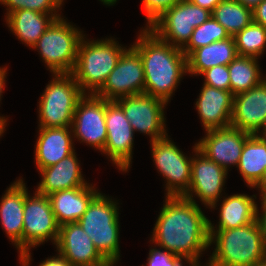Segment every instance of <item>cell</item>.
Segmentation results:
<instances>
[{"label":"cell","mask_w":266,"mask_h":266,"mask_svg":"<svg viewBox=\"0 0 266 266\" xmlns=\"http://www.w3.org/2000/svg\"><path fill=\"white\" fill-rule=\"evenodd\" d=\"M159 213L150 241L184 258L189 266H201L199 259L210 247V236L209 219L199 205L183 196H166Z\"/></svg>","instance_id":"cell-1"},{"label":"cell","mask_w":266,"mask_h":266,"mask_svg":"<svg viewBox=\"0 0 266 266\" xmlns=\"http://www.w3.org/2000/svg\"><path fill=\"white\" fill-rule=\"evenodd\" d=\"M138 36L131 46L143 62L144 93L168 104L183 74H188L187 57L180 48L161 40L147 27Z\"/></svg>","instance_id":"cell-2"},{"label":"cell","mask_w":266,"mask_h":266,"mask_svg":"<svg viewBox=\"0 0 266 266\" xmlns=\"http://www.w3.org/2000/svg\"><path fill=\"white\" fill-rule=\"evenodd\" d=\"M214 251L205 266H256L266 262V243L257 221L233 229H208Z\"/></svg>","instance_id":"cell-3"},{"label":"cell","mask_w":266,"mask_h":266,"mask_svg":"<svg viewBox=\"0 0 266 266\" xmlns=\"http://www.w3.org/2000/svg\"><path fill=\"white\" fill-rule=\"evenodd\" d=\"M84 38L79 43L76 64L71 74L85 94H95L127 48L121 47L112 38L96 41H85Z\"/></svg>","instance_id":"cell-4"},{"label":"cell","mask_w":266,"mask_h":266,"mask_svg":"<svg viewBox=\"0 0 266 266\" xmlns=\"http://www.w3.org/2000/svg\"><path fill=\"white\" fill-rule=\"evenodd\" d=\"M112 198L99 193L77 221L95 248L111 264L120 259L119 207Z\"/></svg>","instance_id":"cell-5"},{"label":"cell","mask_w":266,"mask_h":266,"mask_svg":"<svg viewBox=\"0 0 266 266\" xmlns=\"http://www.w3.org/2000/svg\"><path fill=\"white\" fill-rule=\"evenodd\" d=\"M39 100V127H71L79 100L85 95L71 73H54Z\"/></svg>","instance_id":"cell-6"},{"label":"cell","mask_w":266,"mask_h":266,"mask_svg":"<svg viewBox=\"0 0 266 266\" xmlns=\"http://www.w3.org/2000/svg\"><path fill=\"white\" fill-rule=\"evenodd\" d=\"M83 36L81 30L60 17L50 24L32 48L38 50L52 74L71 73Z\"/></svg>","instance_id":"cell-7"},{"label":"cell","mask_w":266,"mask_h":266,"mask_svg":"<svg viewBox=\"0 0 266 266\" xmlns=\"http://www.w3.org/2000/svg\"><path fill=\"white\" fill-rule=\"evenodd\" d=\"M23 216V254L19 257L22 266H29L30 249L52 240L56 245L60 225L57 223L47 195L38 193L27 196L24 202Z\"/></svg>","instance_id":"cell-8"},{"label":"cell","mask_w":266,"mask_h":266,"mask_svg":"<svg viewBox=\"0 0 266 266\" xmlns=\"http://www.w3.org/2000/svg\"><path fill=\"white\" fill-rule=\"evenodd\" d=\"M211 17V11L189 0H179L163 11L147 28L161 40L182 49L194 29Z\"/></svg>","instance_id":"cell-9"},{"label":"cell","mask_w":266,"mask_h":266,"mask_svg":"<svg viewBox=\"0 0 266 266\" xmlns=\"http://www.w3.org/2000/svg\"><path fill=\"white\" fill-rule=\"evenodd\" d=\"M150 144L153 161L166 180V196H184L190 188L193 158L187 157L168 136Z\"/></svg>","instance_id":"cell-10"},{"label":"cell","mask_w":266,"mask_h":266,"mask_svg":"<svg viewBox=\"0 0 266 266\" xmlns=\"http://www.w3.org/2000/svg\"><path fill=\"white\" fill-rule=\"evenodd\" d=\"M115 102L122 108L134 132L149 135L150 142L168 136L165 129V101L143 93L122 97Z\"/></svg>","instance_id":"cell-11"},{"label":"cell","mask_w":266,"mask_h":266,"mask_svg":"<svg viewBox=\"0 0 266 266\" xmlns=\"http://www.w3.org/2000/svg\"><path fill=\"white\" fill-rule=\"evenodd\" d=\"M145 74L140 54L131 46L120 57L96 96L108 101L144 93Z\"/></svg>","instance_id":"cell-12"},{"label":"cell","mask_w":266,"mask_h":266,"mask_svg":"<svg viewBox=\"0 0 266 266\" xmlns=\"http://www.w3.org/2000/svg\"><path fill=\"white\" fill-rule=\"evenodd\" d=\"M107 139L103 154L112 160L118 170L127 172L132 160L134 130L122 108L115 101L105 99Z\"/></svg>","instance_id":"cell-13"},{"label":"cell","mask_w":266,"mask_h":266,"mask_svg":"<svg viewBox=\"0 0 266 266\" xmlns=\"http://www.w3.org/2000/svg\"><path fill=\"white\" fill-rule=\"evenodd\" d=\"M193 149L196 156L192 159L190 188L183 197L197 204L193 197L195 194L206 207L214 209L221 197L228 171L201 153L197 144Z\"/></svg>","instance_id":"cell-14"},{"label":"cell","mask_w":266,"mask_h":266,"mask_svg":"<svg viewBox=\"0 0 266 266\" xmlns=\"http://www.w3.org/2000/svg\"><path fill=\"white\" fill-rule=\"evenodd\" d=\"M71 128L73 138L103 152L107 139L105 99L85 94L76 106Z\"/></svg>","instance_id":"cell-15"},{"label":"cell","mask_w":266,"mask_h":266,"mask_svg":"<svg viewBox=\"0 0 266 266\" xmlns=\"http://www.w3.org/2000/svg\"><path fill=\"white\" fill-rule=\"evenodd\" d=\"M206 132L196 143L198 150L227 171L231 165L237 167L245 141L251 134L231 126Z\"/></svg>","instance_id":"cell-16"},{"label":"cell","mask_w":266,"mask_h":266,"mask_svg":"<svg viewBox=\"0 0 266 266\" xmlns=\"http://www.w3.org/2000/svg\"><path fill=\"white\" fill-rule=\"evenodd\" d=\"M56 247L72 266H114L99 253L78 222L60 225Z\"/></svg>","instance_id":"cell-17"},{"label":"cell","mask_w":266,"mask_h":266,"mask_svg":"<svg viewBox=\"0 0 266 266\" xmlns=\"http://www.w3.org/2000/svg\"><path fill=\"white\" fill-rule=\"evenodd\" d=\"M266 123V78L255 87L234 95L230 126L259 134Z\"/></svg>","instance_id":"cell-18"},{"label":"cell","mask_w":266,"mask_h":266,"mask_svg":"<svg viewBox=\"0 0 266 266\" xmlns=\"http://www.w3.org/2000/svg\"><path fill=\"white\" fill-rule=\"evenodd\" d=\"M234 95L231 91L203 84L196 108L205 131L230 126Z\"/></svg>","instance_id":"cell-19"},{"label":"cell","mask_w":266,"mask_h":266,"mask_svg":"<svg viewBox=\"0 0 266 266\" xmlns=\"http://www.w3.org/2000/svg\"><path fill=\"white\" fill-rule=\"evenodd\" d=\"M26 196V185L19 178L7 188L0 200L1 225L8 238L19 250V257L23 254V209Z\"/></svg>","instance_id":"cell-20"},{"label":"cell","mask_w":266,"mask_h":266,"mask_svg":"<svg viewBox=\"0 0 266 266\" xmlns=\"http://www.w3.org/2000/svg\"><path fill=\"white\" fill-rule=\"evenodd\" d=\"M38 135L34 158L38 170L55 165L75 151L71 127H39Z\"/></svg>","instance_id":"cell-21"},{"label":"cell","mask_w":266,"mask_h":266,"mask_svg":"<svg viewBox=\"0 0 266 266\" xmlns=\"http://www.w3.org/2000/svg\"><path fill=\"white\" fill-rule=\"evenodd\" d=\"M91 184L56 191L48 195L51 208L59 225L77 222L91 201L100 193Z\"/></svg>","instance_id":"cell-22"},{"label":"cell","mask_w":266,"mask_h":266,"mask_svg":"<svg viewBox=\"0 0 266 266\" xmlns=\"http://www.w3.org/2000/svg\"><path fill=\"white\" fill-rule=\"evenodd\" d=\"M74 151L55 165L39 170L42 181L38 184V193L49 195L56 191L88 185L81 173L80 163Z\"/></svg>","instance_id":"cell-23"},{"label":"cell","mask_w":266,"mask_h":266,"mask_svg":"<svg viewBox=\"0 0 266 266\" xmlns=\"http://www.w3.org/2000/svg\"><path fill=\"white\" fill-rule=\"evenodd\" d=\"M256 196L234 194L225 197L220 205L219 222L217 227L208 220V229H233L257 221L258 206Z\"/></svg>","instance_id":"cell-24"},{"label":"cell","mask_w":266,"mask_h":266,"mask_svg":"<svg viewBox=\"0 0 266 266\" xmlns=\"http://www.w3.org/2000/svg\"><path fill=\"white\" fill-rule=\"evenodd\" d=\"M238 56L233 37L213 42L195 49L187 57L188 73L201 75L204 71L217 66L228 65Z\"/></svg>","instance_id":"cell-25"},{"label":"cell","mask_w":266,"mask_h":266,"mask_svg":"<svg viewBox=\"0 0 266 266\" xmlns=\"http://www.w3.org/2000/svg\"><path fill=\"white\" fill-rule=\"evenodd\" d=\"M5 17L6 23L14 35L30 48L36 44L40 36L55 20L51 14L29 9L13 11Z\"/></svg>","instance_id":"cell-26"},{"label":"cell","mask_w":266,"mask_h":266,"mask_svg":"<svg viewBox=\"0 0 266 266\" xmlns=\"http://www.w3.org/2000/svg\"><path fill=\"white\" fill-rule=\"evenodd\" d=\"M243 180L255 188L266 171V140L258 134H251L245 141L237 166Z\"/></svg>","instance_id":"cell-27"},{"label":"cell","mask_w":266,"mask_h":266,"mask_svg":"<svg viewBox=\"0 0 266 266\" xmlns=\"http://www.w3.org/2000/svg\"><path fill=\"white\" fill-rule=\"evenodd\" d=\"M257 59L238 55L228 64L230 91L233 95L255 87L266 78L262 77Z\"/></svg>","instance_id":"cell-28"},{"label":"cell","mask_w":266,"mask_h":266,"mask_svg":"<svg viewBox=\"0 0 266 266\" xmlns=\"http://www.w3.org/2000/svg\"><path fill=\"white\" fill-rule=\"evenodd\" d=\"M230 37H234L253 21L252 10L236 0H222L211 12Z\"/></svg>","instance_id":"cell-29"},{"label":"cell","mask_w":266,"mask_h":266,"mask_svg":"<svg viewBox=\"0 0 266 266\" xmlns=\"http://www.w3.org/2000/svg\"><path fill=\"white\" fill-rule=\"evenodd\" d=\"M233 38L238 55L255 58L263 55L266 47V28L264 26L252 21Z\"/></svg>","instance_id":"cell-30"},{"label":"cell","mask_w":266,"mask_h":266,"mask_svg":"<svg viewBox=\"0 0 266 266\" xmlns=\"http://www.w3.org/2000/svg\"><path fill=\"white\" fill-rule=\"evenodd\" d=\"M227 38L230 35L226 29L211 16L194 29L188 43L181 50L188 57L195 49Z\"/></svg>","instance_id":"cell-31"},{"label":"cell","mask_w":266,"mask_h":266,"mask_svg":"<svg viewBox=\"0 0 266 266\" xmlns=\"http://www.w3.org/2000/svg\"><path fill=\"white\" fill-rule=\"evenodd\" d=\"M64 0H1V4L7 7L6 16L20 9L34 10L40 13L51 14L55 19L61 17L56 11L63 5ZM57 12V13H56Z\"/></svg>","instance_id":"cell-32"},{"label":"cell","mask_w":266,"mask_h":266,"mask_svg":"<svg viewBox=\"0 0 266 266\" xmlns=\"http://www.w3.org/2000/svg\"><path fill=\"white\" fill-rule=\"evenodd\" d=\"M201 75L205 77L204 84L217 89L230 91L228 65L214 66L204 71Z\"/></svg>","instance_id":"cell-33"},{"label":"cell","mask_w":266,"mask_h":266,"mask_svg":"<svg viewBox=\"0 0 266 266\" xmlns=\"http://www.w3.org/2000/svg\"><path fill=\"white\" fill-rule=\"evenodd\" d=\"M184 258L180 256H175L166 250L157 249L155 246L151 248L149 251V257L147 266H184L183 260Z\"/></svg>","instance_id":"cell-34"},{"label":"cell","mask_w":266,"mask_h":266,"mask_svg":"<svg viewBox=\"0 0 266 266\" xmlns=\"http://www.w3.org/2000/svg\"><path fill=\"white\" fill-rule=\"evenodd\" d=\"M179 0H142L143 11L145 12L147 25L155 20L163 11L171 8Z\"/></svg>","instance_id":"cell-35"},{"label":"cell","mask_w":266,"mask_h":266,"mask_svg":"<svg viewBox=\"0 0 266 266\" xmlns=\"http://www.w3.org/2000/svg\"><path fill=\"white\" fill-rule=\"evenodd\" d=\"M253 22L266 28V0H263L257 7L252 10Z\"/></svg>","instance_id":"cell-36"},{"label":"cell","mask_w":266,"mask_h":266,"mask_svg":"<svg viewBox=\"0 0 266 266\" xmlns=\"http://www.w3.org/2000/svg\"><path fill=\"white\" fill-rule=\"evenodd\" d=\"M39 266H72L59 252L54 257L47 258Z\"/></svg>","instance_id":"cell-37"},{"label":"cell","mask_w":266,"mask_h":266,"mask_svg":"<svg viewBox=\"0 0 266 266\" xmlns=\"http://www.w3.org/2000/svg\"><path fill=\"white\" fill-rule=\"evenodd\" d=\"M261 214H259V210H257V222L261 228V233L263 234V239L266 243V204H261Z\"/></svg>","instance_id":"cell-38"},{"label":"cell","mask_w":266,"mask_h":266,"mask_svg":"<svg viewBox=\"0 0 266 266\" xmlns=\"http://www.w3.org/2000/svg\"><path fill=\"white\" fill-rule=\"evenodd\" d=\"M7 72V66L6 67H0V101H1V97H2V93H3V88H5V78H6V73ZM7 119L4 116H0V123L6 127V123Z\"/></svg>","instance_id":"cell-39"},{"label":"cell","mask_w":266,"mask_h":266,"mask_svg":"<svg viewBox=\"0 0 266 266\" xmlns=\"http://www.w3.org/2000/svg\"><path fill=\"white\" fill-rule=\"evenodd\" d=\"M190 2L208 9L209 11H213V9L222 1V0H189Z\"/></svg>","instance_id":"cell-40"},{"label":"cell","mask_w":266,"mask_h":266,"mask_svg":"<svg viewBox=\"0 0 266 266\" xmlns=\"http://www.w3.org/2000/svg\"><path fill=\"white\" fill-rule=\"evenodd\" d=\"M237 2H240L245 7L253 10L255 7H257L263 0H236Z\"/></svg>","instance_id":"cell-41"},{"label":"cell","mask_w":266,"mask_h":266,"mask_svg":"<svg viewBox=\"0 0 266 266\" xmlns=\"http://www.w3.org/2000/svg\"><path fill=\"white\" fill-rule=\"evenodd\" d=\"M255 188H258V190L260 191L261 197L266 193V171H265V174L262 180L259 182V184Z\"/></svg>","instance_id":"cell-42"},{"label":"cell","mask_w":266,"mask_h":266,"mask_svg":"<svg viewBox=\"0 0 266 266\" xmlns=\"http://www.w3.org/2000/svg\"><path fill=\"white\" fill-rule=\"evenodd\" d=\"M101 2H103V4L111 6L116 4L117 0H100Z\"/></svg>","instance_id":"cell-43"},{"label":"cell","mask_w":266,"mask_h":266,"mask_svg":"<svg viewBox=\"0 0 266 266\" xmlns=\"http://www.w3.org/2000/svg\"><path fill=\"white\" fill-rule=\"evenodd\" d=\"M258 135L266 140V123L264 125V128L261 130V132Z\"/></svg>","instance_id":"cell-44"},{"label":"cell","mask_w":266,"mask_h":266,"mask_svg":"<svg viewBox=\"0 0 266 266\" xmlns=\"http://www.w3.org/2000/svg\"><path fill=\"white\" fill-rule=\"evenodd\" d=\"M4 131H5V127L0 123V137L2 136Z\"/></svg>","instance_id":"cell-45"},{"label":"cell","mask_w":266,"mask_h":266,"mask_svg":"<svg viewBox=\"0 0 266 266\" xmlns=\"http://www.w3.org/2000/svg\"><path fill=\"white\" fill-rule=\"evenodd\" d=\"M260 198H261V204H266V193Z\"/></svg>","instance_id":"cell-46"},{"label":"cell","mask_w":266,"mask_h":266,"mask_svg":"<svg viewBox=\"0 0 266 266\" xmlns=\"http://www.w3.org/2000/svg\"><path fill=\"white\" fill-rule=\"evenodd\" d=\"M256 266H266V262H263V263L258 264V265H256Z\"/></svg>","instance_id":"cell-47"}]
</instances>
